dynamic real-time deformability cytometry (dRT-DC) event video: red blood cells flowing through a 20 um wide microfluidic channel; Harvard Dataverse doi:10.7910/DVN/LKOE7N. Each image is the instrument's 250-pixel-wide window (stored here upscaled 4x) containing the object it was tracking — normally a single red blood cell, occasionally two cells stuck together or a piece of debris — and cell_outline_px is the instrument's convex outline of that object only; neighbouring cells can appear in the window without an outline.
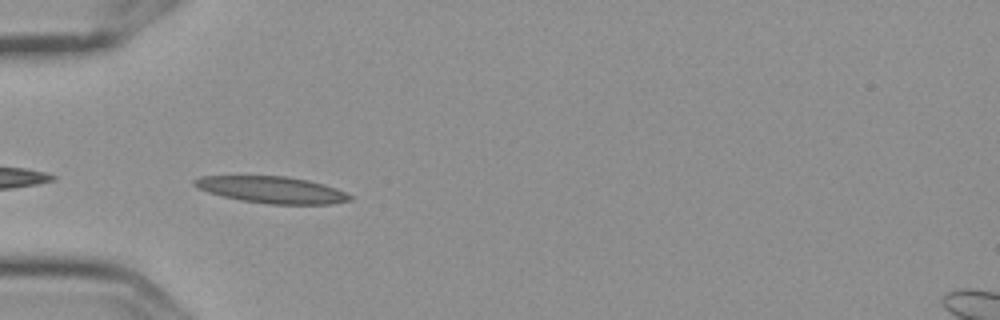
{"species": "Egyptian fruit bat (a non-hibernating species)", "species_latin": "Rousettus aegyptiacus", "temperature_condition": "cold", "stored_images_in_passage": 4, "camera_frame_rate_fps": 3000, "um_per_image_px": 0.085, "frame": {"image": 1, "passage_image": 3, "time_ms": 0.667, "image_size_px": [1000, 320], "cell_outline_px": [[352, 200], [328, 204], [268, 204], [240, 200], [208, 192], [192, 184], [192, 180], [200, 176], [288, 176], [308, 180], [324, 184], [336, 188], [352, 196]], "centroid_in_image_um": [23.11, 16.13], "position_along_channel_um": 61.9, "area_um2": 24.1}}
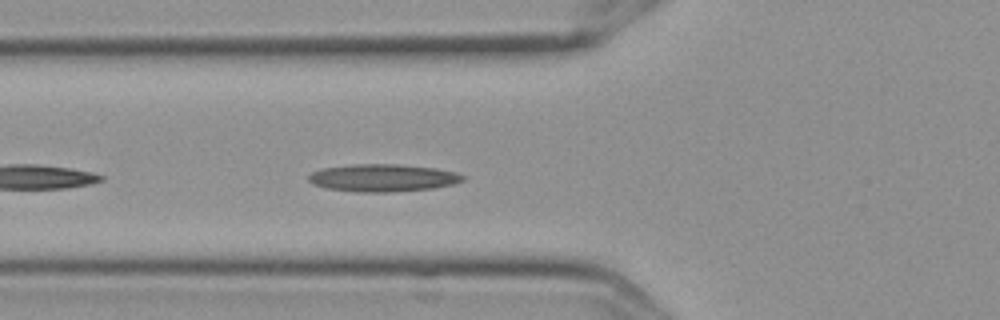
{"frame": {"image": 2, "passage_image": 4, "time_ms": 1.0, "image_size_px": [1000, 320], "cell_outline_px": [[464, 180], [452, 184], [432, 188], [392, 192], [360, 192], [328, 188], [312, 184], [308, 180], [308, 176], [312, 172], [324, 168], [352, 164], [400, 164], [436, 168], [456, 172], [464, 176]], "centroid_in_image_um": [32.54, 15.11], "position_along_channel_um": 93.3, "area_um2": 24.62}}